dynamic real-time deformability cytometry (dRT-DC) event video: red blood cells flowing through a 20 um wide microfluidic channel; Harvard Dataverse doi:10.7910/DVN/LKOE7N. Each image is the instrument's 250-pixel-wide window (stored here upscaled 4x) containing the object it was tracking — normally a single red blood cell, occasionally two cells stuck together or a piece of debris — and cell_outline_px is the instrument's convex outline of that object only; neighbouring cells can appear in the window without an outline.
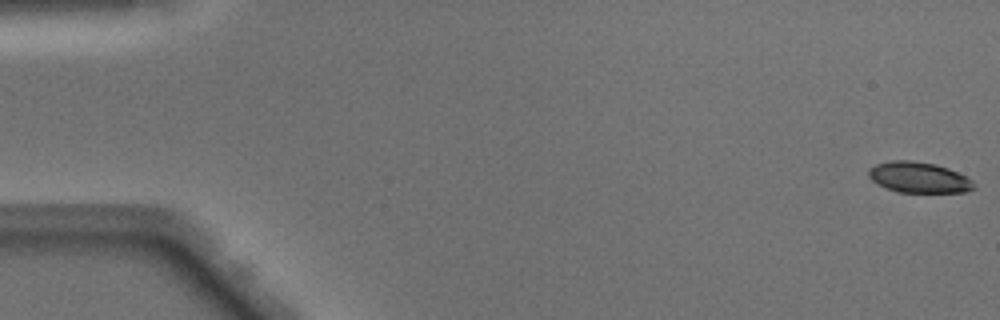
{"species": "Egyptian fruit bat (a non-hibernating species)", "species_latin": "Rousettus aegyptiacus", "temperature_condition": "warm", "stored_images_in_passage": 49, "camera_frame_rate_fps": 3000, "um_per_image_px": 0.085, "animal": {"sex": "male"}, "frame": {"image": 1, "passage_image": 1, "time_ms": 0.0, "image_size_px": [1000, 320], "cell_outline_px": [[976, 188], [964, 192], [896, 192], [872, 180], [868, 176], [868, 172], [876, 164], [892, 160], [912, 160], [936, 164], [948, 168], [972, 180]], "centroid_in_image_um": [78.11, 15.08], "position_along_channel_um": 6.9, "area_um2": 18.67}}
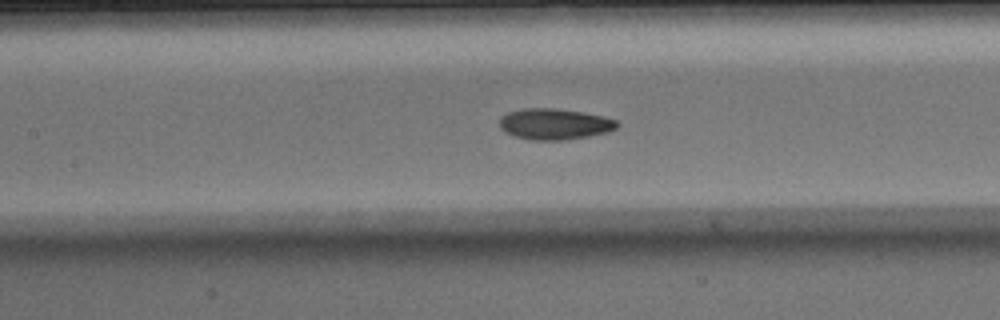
{"frame": {"image": 2, "passage_image": 23, "time_ms": 7.333, "image_size_px": [1000, 320], "cell_outline_px": [[620, 124], [616, 128], [608, 132], [588, 136], [564, 140], [532, 140], [516, 136], [504, 132], [500, 128], [500, 116], [508, 112], [520, 108], [556, 108], [584, 112], [604, 116], [616, 120]], "centroid_in_image_um": [47.13, 10.53], "position_along_channel_um": 160.3, "area_um2": 21.44}}
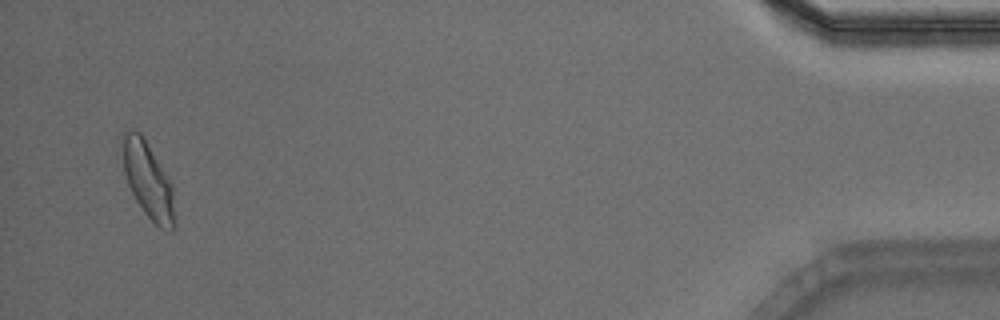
{"frame": {"image": 3, "passage_image": 48, "time_ms": 15.667, "image_size_px": [1000, 320], "cell_outline_px": [[176, 224], [172, 232], [160, 228], [144, 212], [136, 200], [128, 184], [124, 172], [120, 140], [124, 132], [132, 128], [140, 132], [144, 136], [172, 184]], "centroid_in_image_um": [12.58, 15.29], "position_along_channel_um": 422.6, "area_um2": 23.52}, "authors_computed_cell_mechanics": {"area_um2": 20.8658, "velocity_mm_per_s": 4.1138, "shape_relaxation_time_tau1_ms": 5.0916, "shape_relaxation_time_tau2_ms": 1.9358, "deformation_change_tau1": 0.1707, "deformation_change_tau2": 0.0732}}